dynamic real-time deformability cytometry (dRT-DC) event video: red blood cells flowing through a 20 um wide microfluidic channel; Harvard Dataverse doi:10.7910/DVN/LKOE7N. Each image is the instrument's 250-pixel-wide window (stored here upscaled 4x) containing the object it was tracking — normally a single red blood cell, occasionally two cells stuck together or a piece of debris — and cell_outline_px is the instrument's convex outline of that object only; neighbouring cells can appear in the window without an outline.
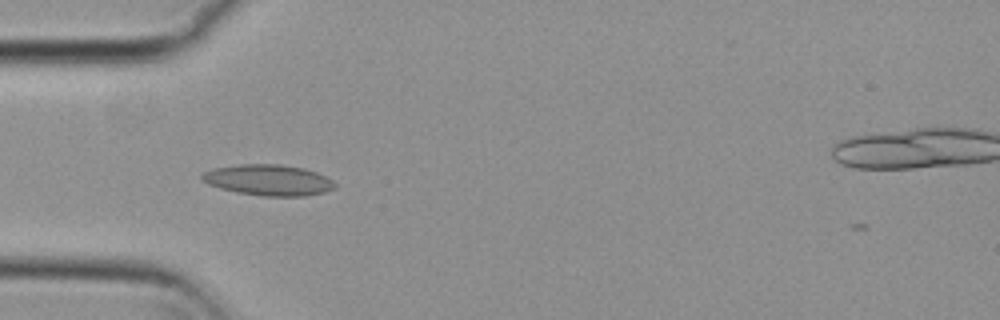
{"species": "common noctule bat (a hibernating species)", "species_latin": "Nyctalus noctula", "temperature_condition": "cold", "stored_images_in_passage": 38, "camera_frame_rate_fps": 3000, "um_per_image_px": 0.085, "animal": {"sex": "female", "body_mass_g": 29.2, "forearm_length_mm": 56.3}, "frame": {"image": 1, "passage_image": 1, "time_ms": 0.0, "image_size_px": [1000, 320], "cell_outline_px": [[336, 188], [324, 192], [304, 196], [264, 196], [236, 192], [220, 188], [208, 184], [200, 180], [200, 176], [204, 172], [212, 168], [240, 164], [280, 164], [304, 168], [316, 172], [332, 180], [336, 184]], "centroid_in_image_um": [22.79, 15.3], "position_along_channel_um": 62.2, "area_um2": 24.04}}
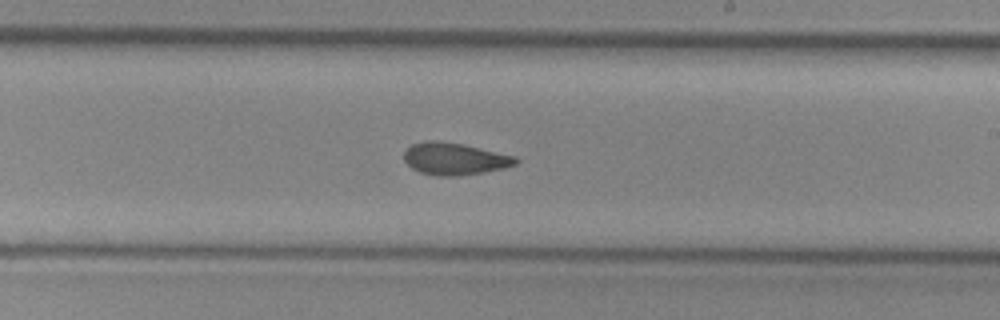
{"frame": {"image": 2, "passage_image": 16, "time_ms": 5.0, "image_size_px": [1000, 320], "cell_outline_px": [[520, 160], [516, 164], [504, 168], [484, 172], [460, 176], [436, 176], [420, 172], [412, 168], [404, 160], [404, 152], [412, 144], [428, 140], [432, 140], [464, 144], [516, 156]], "centroid_in_image_um": [38.66, 13.5], "position_along_channel_um": 250.3, "area_um2": 20.98}}
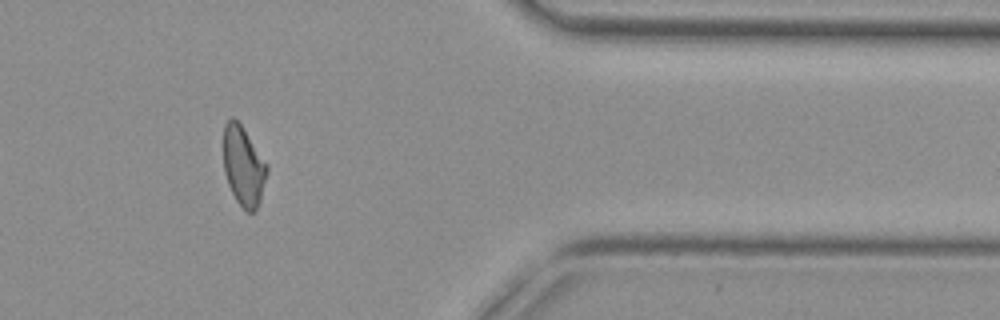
{"frame": {"image": 3, "passage_image": 29, "time_ms": 9.333, "image_size_px": [1000, 320], "cell_outline_px": [[268, 172], [260, 200], [256, 212], [248, 212], [236, 200], [228, 184], [224, 172], [224, 124], [232, 116], [240, 124], [268, 164]], "centroid_in_image_um": [20.71, 14.13], "position_along_channel_um": 390.7, "area_um2": 20.06}, "authors_computed_cell_mechanics": {"area_um2": 20.6924, "velocity_mm_per_s": 3.7964, "shape_relaxation_time_tau1_ms": null, "shape_relaxation_time_tau2_ms": 3.0511, "deformation_change_tau1": null, "deformation_change_tau2": 0.0985}}